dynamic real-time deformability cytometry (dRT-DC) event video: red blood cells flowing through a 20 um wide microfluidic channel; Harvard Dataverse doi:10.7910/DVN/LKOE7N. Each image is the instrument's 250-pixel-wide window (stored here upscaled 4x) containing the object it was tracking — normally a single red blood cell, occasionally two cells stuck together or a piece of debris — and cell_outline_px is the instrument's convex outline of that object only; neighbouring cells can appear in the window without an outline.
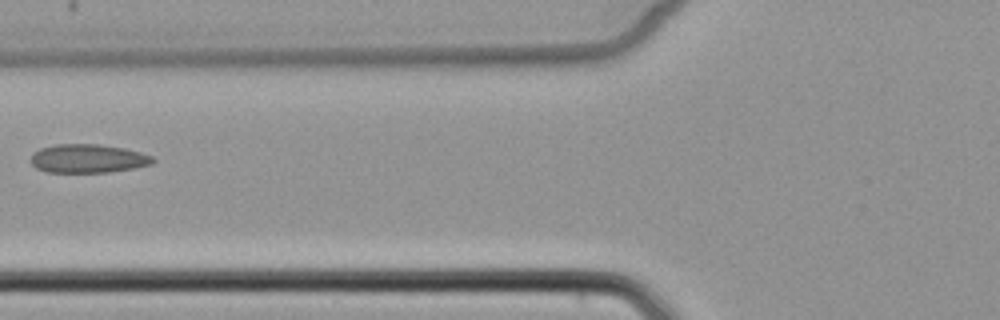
{"species": "common noctule bat (a hibernating species)", "species_latin": "Nyctalus noctula", "temperature_condition": "cold", "stored_images_in_passage": 5, "camera_frame_rate_fps": 3000, "um_per_image_px": 0.085, "animal": {"sex": "female", "body_mass_g": 22.7, "forearm_length_mm": 54.2}, "frame": {"image": 1, "passage_image": 5, "time_ms": 6.667, "image_size_px": [1000, 320], "cell_outline_px": [[156, 160], [152, 164], [132, 168], [108, 172], [48, 172], [36, 168], [28, 160], [32, 152], [40, 148], [56, 144], [96, 144], [124, 148], [140, 152], [152, 156]], "centroid_in_image_um": [7.43, 13.47], "position_along_channel_um": 118.4, "area_um2": 20.46}}